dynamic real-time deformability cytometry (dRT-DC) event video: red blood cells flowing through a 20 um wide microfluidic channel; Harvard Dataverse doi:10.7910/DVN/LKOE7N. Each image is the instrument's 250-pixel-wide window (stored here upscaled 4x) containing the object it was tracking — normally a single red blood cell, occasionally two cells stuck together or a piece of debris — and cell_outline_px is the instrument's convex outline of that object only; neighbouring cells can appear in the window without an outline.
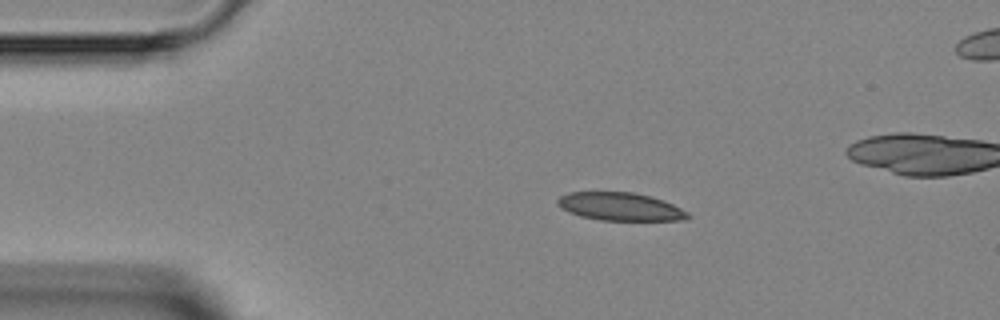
{"species": "Egyptian fruit bat (a non-hibernating species)", "species_latin": "Rousettus aegyptiacus", "temperature_condition": "room temperature", "stored_images_in_passage": 3, "camera_frame_rate_fps": 3000, "um_per_image_px": 0.085, "animal": {"sex": "female"}, "frame": {"image": 1, "passage_image": 1, "time_ms": 0.0, "image_size_px": [1000, 320], "cell_outline_px": [[692, 216], [688, 220], [600, 220], [580, 216], [568, 212], [560, 208], [556, 204], [556, 200], [560, 196], [568, 192], [632, 192], [652, 196], [664, 200], [688, 212]], "centroid_in_image_um": [52.71, 17.56], "position_along_channel_um": 32.3, "area_um2": 21.5}}